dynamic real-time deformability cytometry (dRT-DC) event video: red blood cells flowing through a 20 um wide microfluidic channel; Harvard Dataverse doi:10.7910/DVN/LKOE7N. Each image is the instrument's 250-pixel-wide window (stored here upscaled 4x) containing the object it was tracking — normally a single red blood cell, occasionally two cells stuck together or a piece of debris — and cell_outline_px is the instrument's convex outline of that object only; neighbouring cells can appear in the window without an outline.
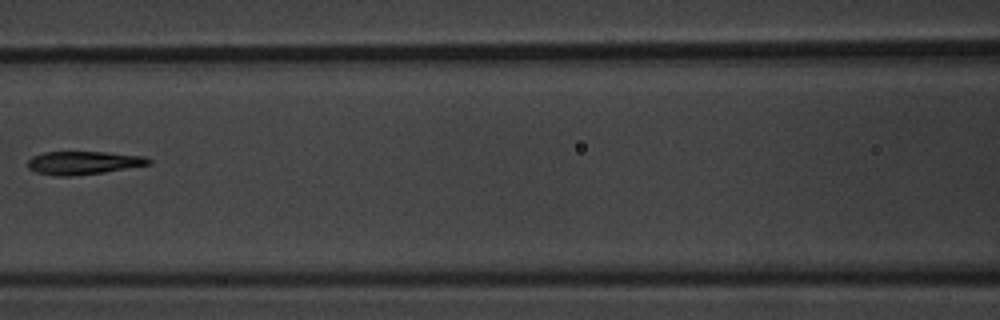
{"species": "common noctule bat (a hibernating species)", "species_latin": "Nyctalus noctula", "temperature_condition": "warm", "stored_images_in_passage": 10, "camera_frame_rate_fps": 3000, "um_per_image_px": 0.085, "animal": {"sex": "male", "body_mass_g": 20.1, "forearm_length_mm": 53.5}, "frame": {"image": 1, "passage_image": 6, "time_ms": 7.333, "image_size_px": [1000, 320], "cell_outline_px": [[152, 164], [104, 172], [72, 176], [56, 176], [36, 172], [28, 168], [28, 160], [32, 156], [44, 152], [104, 152], [144, 156], [152, 160]], "centroid_in_image_um": [7.09, 13.84], "position_along_channel_um": 159.5, "area_um2": 16.36}}
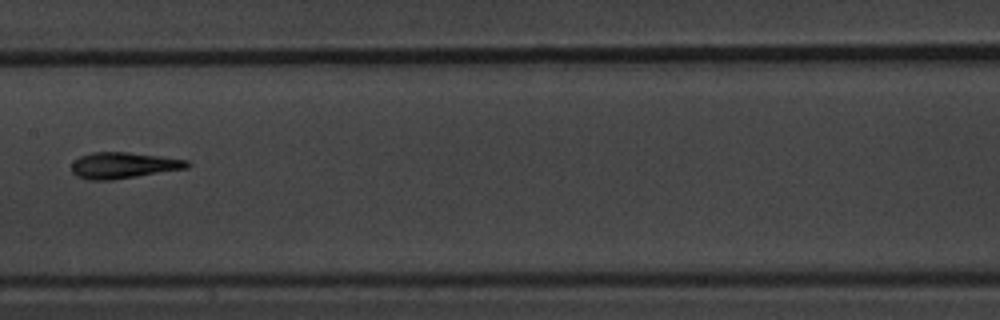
{"frame": {"image": 2, "passage_image": 7, "time_ms": 8.333, "image_size_px": [1000, 320], "cell_outline_px": [[192, 164], [188, 168], [112, 180], [88, 180], [76, 176], [72, 172], [72, 160], [80, 156], [92, 152], [128, 152], [160, 156], [188, 160]], "centroid_in_image_um": [10.48, 14.05], "position_along_channel_um": 196.9, "area_um2": 17.74}}
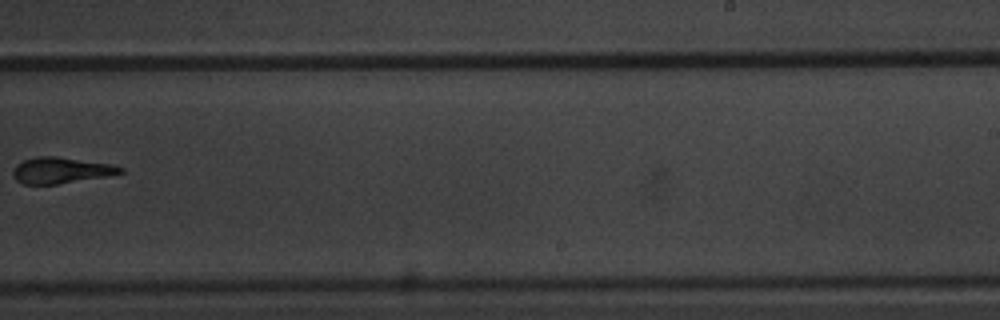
{"frame": {"image": 3, "passage_image": 9, "time_ms": 10.667, "image_size_px": [1000, 320], "cell_outline_px": [[124, 172], [108, 176], [56, 184], [24, 184], [16, 180], [12, 176], [12, 172], [16, 164], [24, 160], [36, 156], [56, 156], [112, 164], [124, 168]], "centroid_in_image_um": [5.17, 14.47], "position_along_channel_um": 283.8, "area_um2": 16.36}}